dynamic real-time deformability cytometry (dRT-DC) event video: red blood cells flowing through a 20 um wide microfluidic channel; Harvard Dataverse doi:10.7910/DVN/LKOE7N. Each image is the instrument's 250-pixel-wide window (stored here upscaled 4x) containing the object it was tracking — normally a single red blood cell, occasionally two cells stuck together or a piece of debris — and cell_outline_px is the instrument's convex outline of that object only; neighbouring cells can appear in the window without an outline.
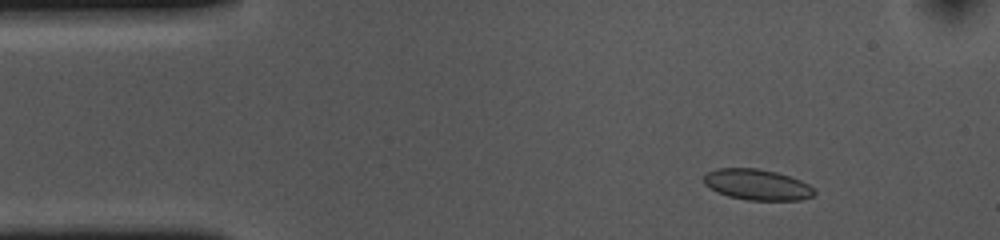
{"species": "common noctule bat (a hibernating species)", "species_latin": "Nyctalus noctula", "temperature_condition": "cold", "stored_images_in_passage": 53, "camera_frame_rate_fps": 3000, "um_per_image_px": 0.085, "animal": {"sex": "female", "body_mass_g": 10.0, "forearm_length_mm": 53.1}, "frame": {"image": 1, "passage_image": 6, "time_ms": 1.667, "image_size_px": [1000, 240], "cell_outline_px": [[816, 192], [812, 196], [800, 200], [748, 200], [728, 196], [716, 192], [704, 184], [704, 176], [708, 172], [716, 168], [756, 168], [776, 172], [800, 180], [808, 184]], "centroid_in_image_um": [64.33, 15.69], "position_along_channel_um": 20.7, "area_um2": 19.77}}
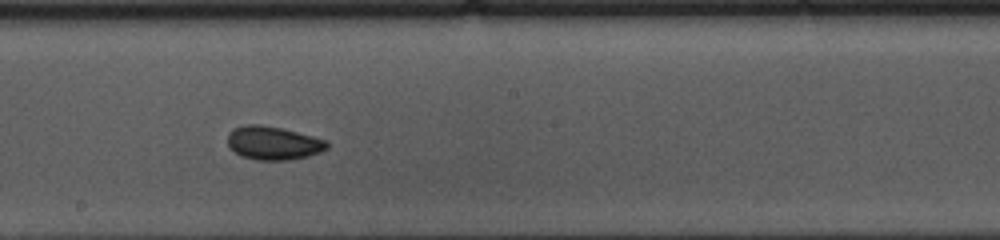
{"frame": {"image": 2, "passage_image": 28, "time_ms": 9.0, "image_size_px": [1000, 240], "cell_outline_px": [[328, 148], [320, 152], [308, 156], [288, 160], [256, 160], [240, 156], [228, 144], [228, 132], [232, 128], [244, 124], [260, 124], [280, 128], [312, 136], [324, 140], [328, 144]], "centroid_in_image_um": [23.19, 12.15], "position_along_channel_um": 225.0, "area_um2": 19.31}}
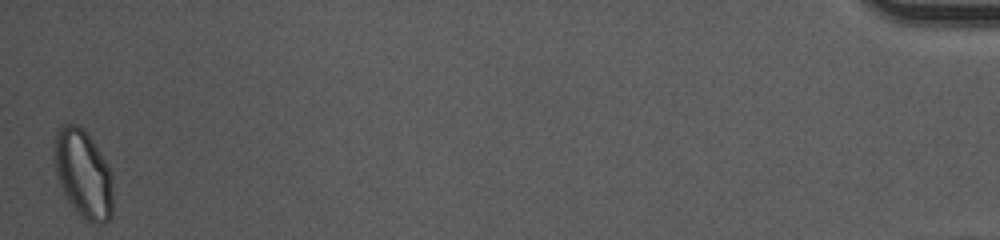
{"frame": {"image": 3, "passage_image": 53, "time_ms": 17.333, "image_size_px": [1000, 240], "cell_outline_px": [[112, 216], [104, 224], [88, 224], [80, 216], [68, 200], [60, 184], [56, 172], [56, 132], [64, 124], [76, 124], [92, 140], [108, 164], [112, 176]], "centroid_in_image_um": [7.13, 14.86], "position_along_channel_um": 428.1, "area_um2": 29.71}, "authors_computed_cell_mechanics": {"area_um2": 19.4208, "velocity_mm_per_s": 3.6282, "shape_relaxation_time_tau1_ms": 3.024, "shape_relaxation_time_tau2_ms": 1.1021, "deformation_change_tau1": 0.0729, "deformation_change_tau2": 0.0616}}